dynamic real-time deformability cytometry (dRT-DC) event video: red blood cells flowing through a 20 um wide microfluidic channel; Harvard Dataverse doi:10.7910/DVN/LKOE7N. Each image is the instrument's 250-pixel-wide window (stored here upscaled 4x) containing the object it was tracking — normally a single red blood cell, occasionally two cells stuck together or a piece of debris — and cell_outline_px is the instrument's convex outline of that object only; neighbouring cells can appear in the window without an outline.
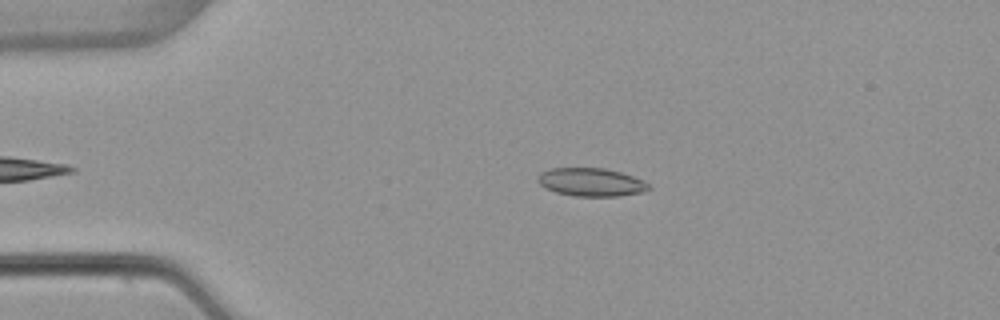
{"species": "common noctule bat (a hibernating species)", "species_latin": "Nyctalus noctula", "temperature_condition": "warm", "stored_images_in_passage": 41, "camera_frame_rate_fps": 3000, "um_per_image_px": 0.085, "animal": {"sex": "female", "body_mass_g": 22.7, "forearm_length_mm": 54.2}, "frame": {"image": 1, "passage_image": 6, "time_ms": 1.667, "image_size_px": [1000, 320], "cell_outline_px": [[652, 188], [640, 192], [620, 196], [572, 196], [556, 192], [544, 188], [536, 180], [540, 172], [552, 168], [604, 168], [620, 172], [644, 180]], "centroid_in_image_um": [50.22, 15.48], "position_along_channel_um": 34.8, "area_um2": 18.26}}
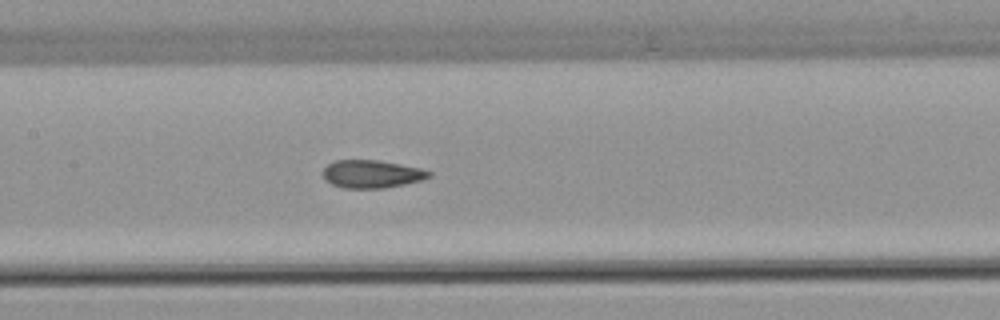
{"frame": {"image": 2, "passage_image": 20, "time_ms": 6.333, "image_size_px": [1000, 320], "cell_outline_px": [[432, 176], [420, 180], [404, 184], [384, 188], [344, 188], [332, 184], [324, 176], [324, 168], [328, 164], [336, 160], [376, 160], [400, 164], [420, 168], [432, 172]], "centroid_in_image_um": [31.62, 14.79], "position_along_channel_um": 175.8, "area_um2": 16.99}}
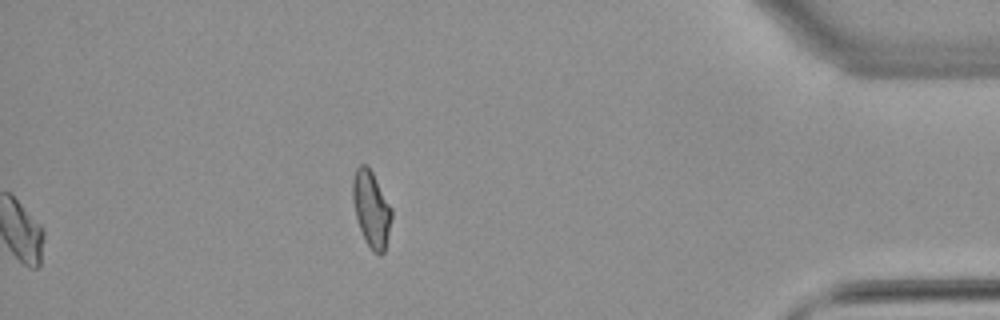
{"frame": {"image": 3, "passage_image": 41, "time_ms": 13.333, "image_size_px": [1000, 320], "cell_outline_px": [[392, 216], [384, 252], [380, 256], [372, 252], [360, 228], [356, 216], [352, 196], [352, 180], [356, 168], [360, 164], [364, 164], [372, 172], [392, 208]], "centroid_in_image_um": [31.56, 17.76], "position_along_channel_um": 403.6, "area_um2": 16.99}, "authors_computed_cell_mechanics": {"area_um2": 17.5712, "velocity_mm_per_s": 3.8986, "shape_relaxation_time_tau1_ms": 5.26, "shape_relaxation_time_tau2_ms": 1.5666, "deformation_change_tau1": 0.1597, "deformation_change_tau2": 0.0701}}